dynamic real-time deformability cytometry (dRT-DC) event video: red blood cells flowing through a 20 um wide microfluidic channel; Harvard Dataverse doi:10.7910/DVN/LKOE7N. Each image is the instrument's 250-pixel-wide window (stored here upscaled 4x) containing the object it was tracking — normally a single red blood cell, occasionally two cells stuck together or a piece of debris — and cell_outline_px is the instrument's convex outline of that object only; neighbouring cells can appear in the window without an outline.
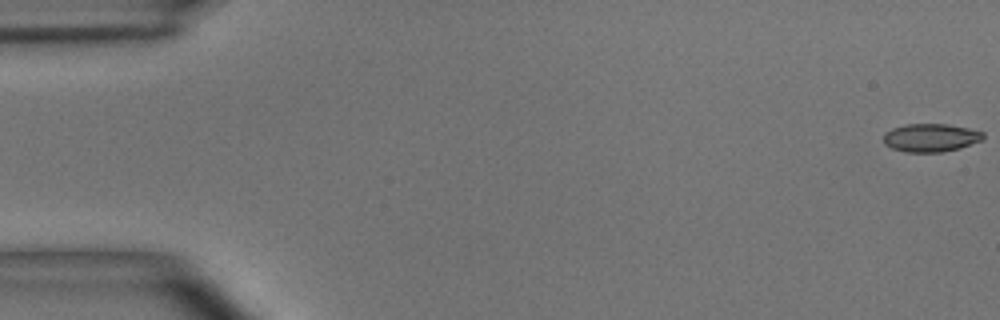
{"species": "common noctule bat (a hibernating species)", "species_latin": "Nyctalus noctula", "temperature_condition": "room temperature", "stored_images_in_passage": 56, "camera_frame_rate_fps": 3000, "um_per_image_px": 0.085, "animal": {"sex": "male", "body_mass_g": 15.6}, "frame": {"image": 1, "passage_image": 1, "time_ms": 0.0, "image_size_px": [1000, 320], "cell_outline_px": [[984, 140], [960, 148], [944, 152], [904, 152], [892, 148], [884, 144], [884, 132], [892, 128], [904, 124], [948, 124], [968, 128], [984, 132]], "centroid_in_image_um": [79.12, 11.7], "position_along_channel_um": 5.9, "area_um2": 16.59}}
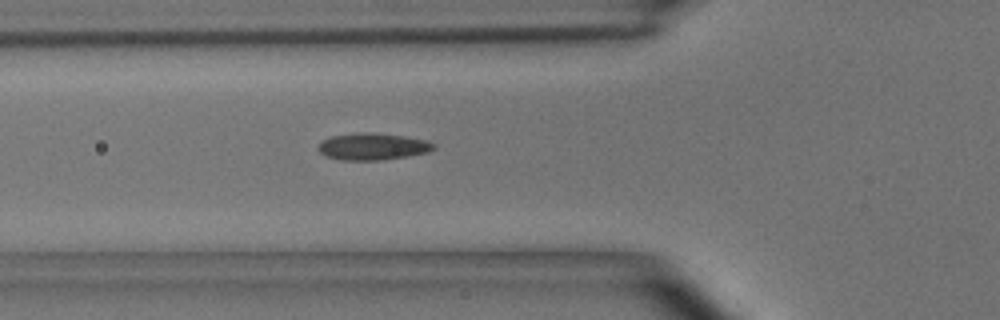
{"frame": {"image": 2, "passage_image": 20, "time_ms": 6.333, "image_size_px": [1000, 320], "cell_outline_px": [[436, 148], [428, 152], [380, 160], [340, 160], [324, 156], [316, 148], [324, 140], [332, 136], [360, 132], [372, 132], [404, 136], [428, 140], [436, 144]], "centroid_in_image_um": [31.68, 12.45], "position_along_channel_um": 94.1, "area_um2": 18.09}}
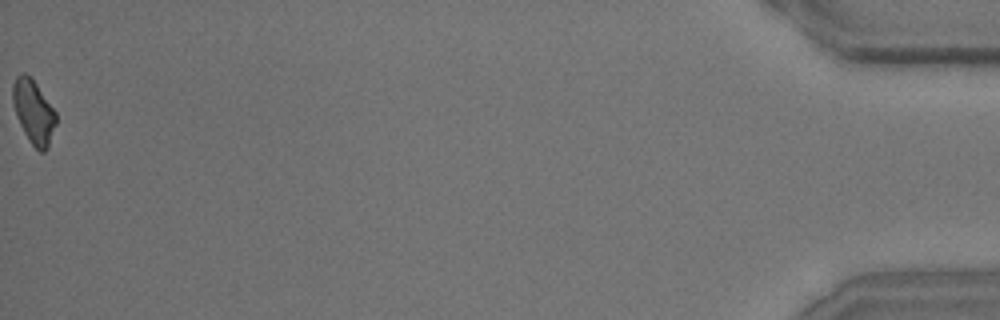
{"frame": {"image": 3, "passage_image": 56, "time_ms": 18.333, "image_size_px": [1000, 320], "cell_outline_px": [[56, 124], [48, 148], [44, 152], [40, 152], [28, 140], [16, 116], [12, 100], [12, 84], [16, 76], [20, 72], [24, 72], [36, 84], [56, 112]], "centroid_in_image_um": [2.84, 9.51], "position_along_channel_um": 432.4, "area_um2": 16.01}, "authors_computed_cell_mechanics": {"area_um2": 16.6753, "velocity_mm_per_s": 3.6265, "shape_relaxation_time_tau1_ms": 8.9776, "shape_relaxation_time_tau2_ms": 2.4576, "deformation_change_tau1": 0.1689, "deformation_change_tau2": 0.0773}}